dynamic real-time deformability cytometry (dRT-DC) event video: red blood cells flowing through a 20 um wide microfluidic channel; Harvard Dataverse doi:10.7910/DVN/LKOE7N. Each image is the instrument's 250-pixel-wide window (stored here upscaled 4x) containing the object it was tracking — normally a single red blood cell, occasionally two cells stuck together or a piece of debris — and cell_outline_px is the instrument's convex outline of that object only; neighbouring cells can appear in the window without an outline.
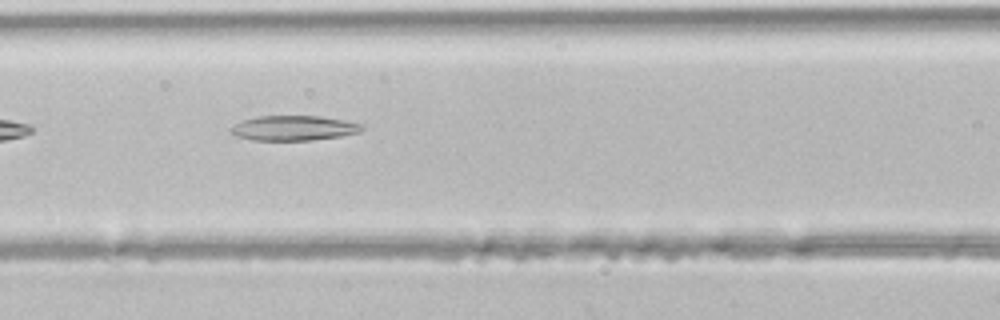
{"species": "common noctule bat (a hibernating species)", "species_latin": "Nyctalus noctula", "temperature_condition": "room temperature", "stored_images_in_passage": 3, "camera_frame_rate_fps": 3000, "um_per_image_px": 0.085, "animal": {"sex": "male", "body_mass_g": 21.5, "forearm_length_mm": 52.0}, "frame": {"image": 1, "passage_image": 3, "time_ms": 0.667, "image_size_px": [1000, 320], "cell_outline_px": [[364, 128], [360, 132], [340, 136], [312, 140], [252, 140], [236, 136], [232, 132], [232, 128], [236, 124], [244, 120], [256, 116], [320, 116], [344, 120], [364, 124]], "centroid_in_image_um": [25.02, 10.88], "position_along_channel_um": 141.6, "area_um2": 18.9}}